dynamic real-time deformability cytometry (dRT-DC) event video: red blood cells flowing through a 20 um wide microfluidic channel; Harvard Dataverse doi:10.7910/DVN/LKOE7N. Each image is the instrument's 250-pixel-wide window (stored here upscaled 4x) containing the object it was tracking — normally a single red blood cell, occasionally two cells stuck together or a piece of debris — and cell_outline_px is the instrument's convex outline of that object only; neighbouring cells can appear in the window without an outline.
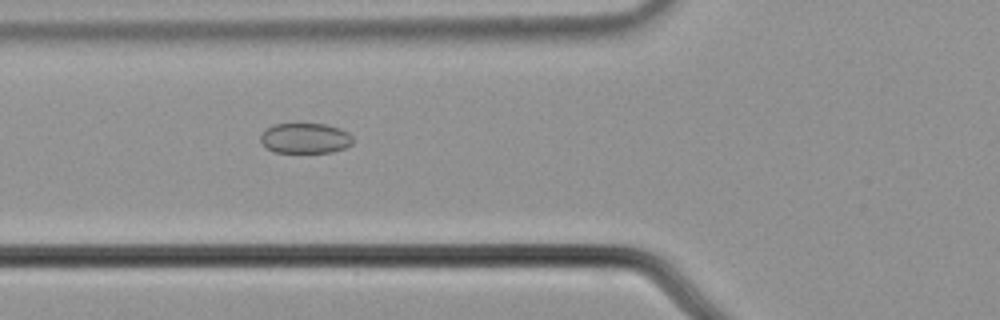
{"species": "common noctule bat (a hibernating species)", "species_latin": "Nyctalus noctula", "temperature_condition": "cold", "stored_images_in_passage": 56, "camera_frame_rate_fps": 3000, "um_per_image_px": 0.085, "animal": {"sex": "male", "body_mass_g": 21.5, "forearm_length_mm": 52.0}, "frame": {"image": 1, "passage_image": 21, "time_ms": 6.667, "image_size_px": [1000, 320], "cell_outline_px": [[352, 144], [344, 148], [332, 152], [272, 152], [260, 140], [260, 136], [272, 124], [324, 124], [340, 128], [348, 132], [352, 136]], "centroid_in_image_um": [25.96, 11.75], "position_along_channel_um": 99.8, "area_um2": 16.18}}
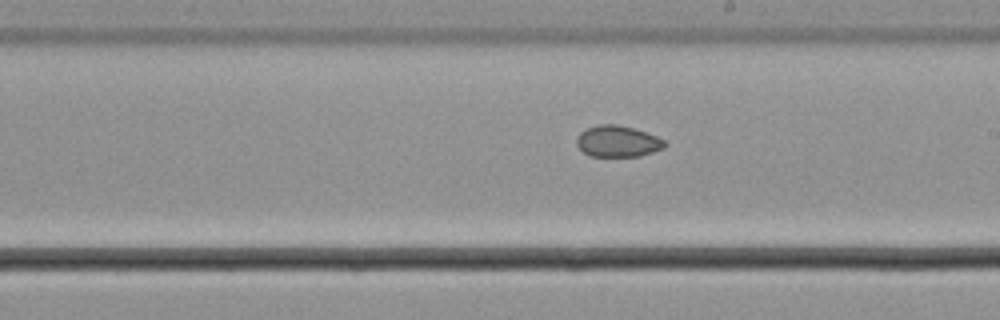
{"frame": {"image": 2, "passage_image": 32, "time_ms": 10.333, "image_size_px": [1000, 320], "cell_outline_px": [[668, 144], [664, 148], [640, 156], [592, 156], [584, 152], [576, 144], [576, 140], [580, 132], [588, 128], [600, 124], [616, 124], [632, 128], [656, 136], [664, 140]], "centroid_in_image_um": [52.51, 12.01], "position_along_channel_um": 236.5, "area_um2": 15.9}}
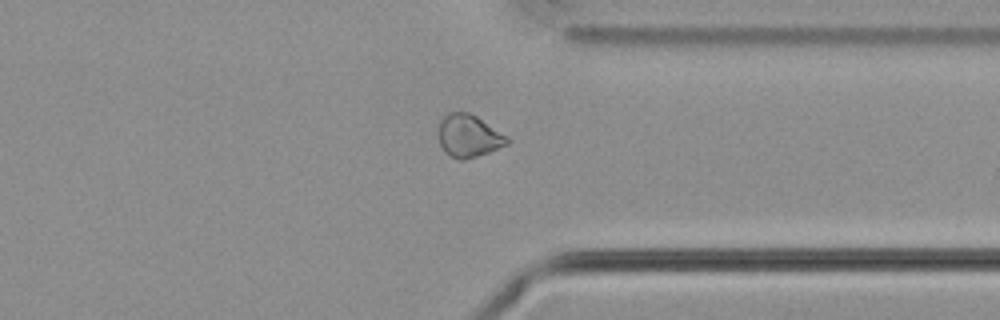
{"frame": {"image": 3, "passage_image": 43, "time_ms": 14.0, "image_size_px": [1000, 320], "cell_outline_px": [[512, 140], [508, 144], [488, 152], [464, 160], [460, 160], [444, 152], [440, 144], [436, 132], [440, 120], [448, 112], [468, 112], [476, 116], [508, 136]], "centroid_in_image_um": [39.81, 11.54], "position_along_channel_um": 371.6, "area_um2": 17.22}, "authors_computed_cell_mechanics": {"area_um2": 18.3804, "velocity_mm_per_s": 3.7193, "shape_relaxation_time_tau1_ms": null, "shape_relaxation_time_tau2_ms": 3.768, "deformation_change_tau1": null, "deformation_change_tau2": 0.0572}}